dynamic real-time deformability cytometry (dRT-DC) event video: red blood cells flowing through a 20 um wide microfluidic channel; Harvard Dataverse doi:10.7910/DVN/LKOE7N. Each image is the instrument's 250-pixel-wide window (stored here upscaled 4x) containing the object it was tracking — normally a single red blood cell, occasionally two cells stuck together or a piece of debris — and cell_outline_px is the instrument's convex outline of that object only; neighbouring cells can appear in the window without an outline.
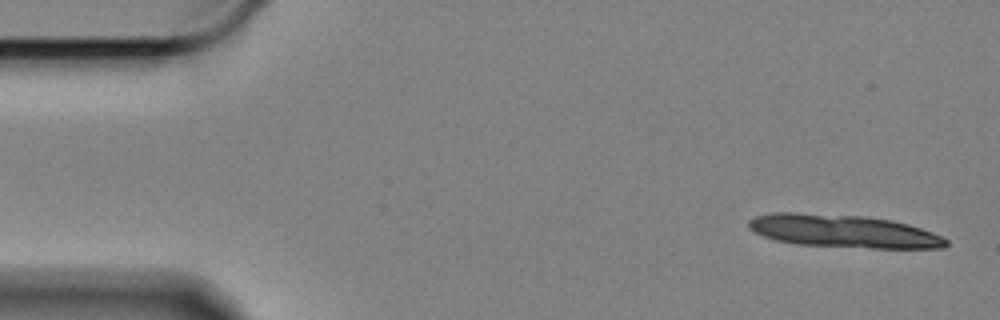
{"species": "Egyptian fruit bat (a non-hibernating species)", "species_latin": "Rousettus aegyptiacus", "temperature_condition": "cold", "stored_images_in_passage": 11, "camera_frame_rate_fps": 3000, "um_per_image_px": 0.085, "animal": {"sex": "female"}, "frame": {"image": 1, "passage_image": 1, "time_ms": 0.0, "image_size_px": [1000, 320], "cell_outline_px": [[948, 244], [944, 248], [872, 248], [796, 244], [776, 240], [764, 236], [748, 228], [748, 220], [756, 216], [772, 212], [796, 212], [868, 216], [892, 220], [908, 224], [932, 232], [948, 240]], "centroid_in_image_um": [71.68, 19.64], "position_along_channel_um": 13.3, "area_um2": 37.92}}